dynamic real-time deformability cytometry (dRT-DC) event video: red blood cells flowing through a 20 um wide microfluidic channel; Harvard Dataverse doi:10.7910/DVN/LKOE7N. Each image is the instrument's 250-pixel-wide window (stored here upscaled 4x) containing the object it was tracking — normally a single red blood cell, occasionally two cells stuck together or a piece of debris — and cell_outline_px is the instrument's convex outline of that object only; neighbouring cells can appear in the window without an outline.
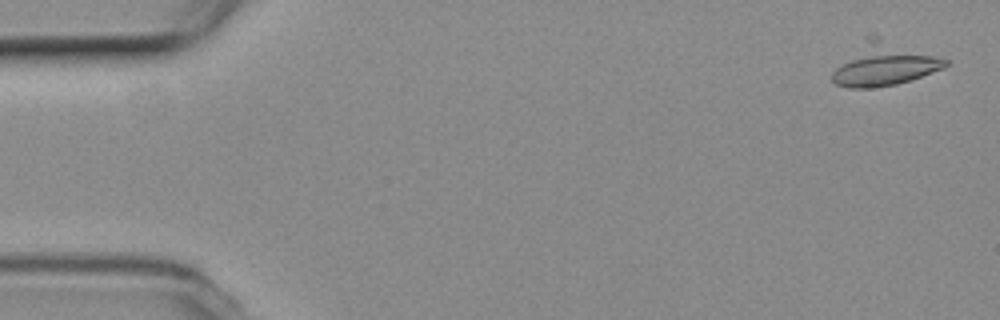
{"species": "common noctule bat (a hibernating species)", "species_latin": "Nyctalus noctula", "temperature_condition": "room temperature", "stored_images_in_passage": 53, "camera_frame_rate_fps": 3000, "um_per_image_px": 0.085, "animal": {"sex": "female", "body_mass_g": 19.3, "forearm_length_mm": 54.1}, "frame": {"image": 1, "passage_image": 2, "time_ms": 0.333, "image_size_px": [1000, 320], "cell_outline_px": [[948, 64], [944, 68], [896, 84], [872, 88], [848, 88], [836, 84], [832, 80], [832, 72], [864, 36], [872, 32], [876, 32], [948, 60]], "centroid_in_image_um": [75.14, 5.38], "position_along_channel_um": 9.9, "area_um2": 28.96}}
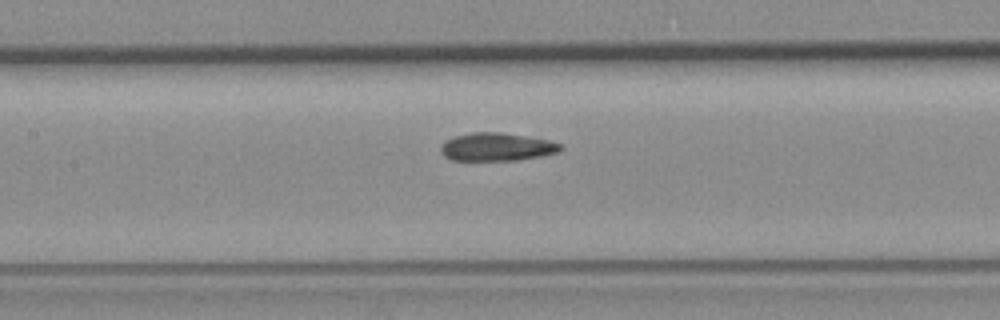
{"frame": {"image": 2, "passage_image": 25, "time_ms": 8.0, "image_size_px": [1000, 320], "cell_outline_px": [[564, 148], [560, 152], [540, 156], [516, 160], [452, 160], [444, 156], [440, 152], [440, 148], [452, 136], [472, 132], [500, 132], [548, 140], [564, 144]], "centroid_in_image_um": [42.25, 12.48], "position_along_channel_um": 165.1, "area_um2": 19.59}}
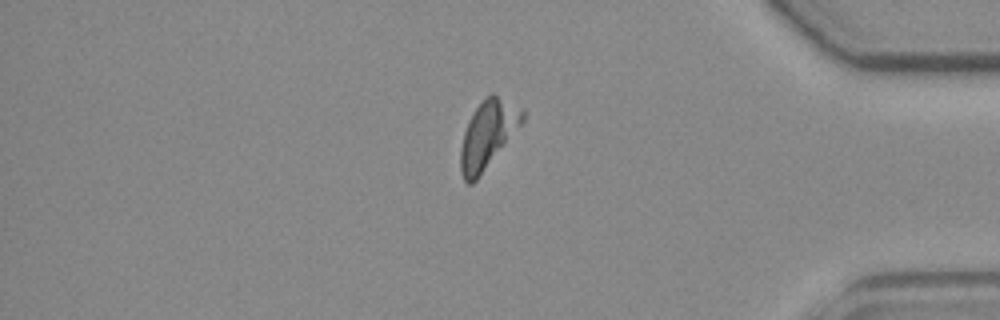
{"frame": {"image": 3, "passage_image": 46, "time_ms": 15.0, "image_size_px": [1000, 320], "cell_outline_px": [[524, 120], [476, 180], [472, 184], [468, 184], [464, 180], [460, 172], [460, 148], [464, 132], [472, 112], [484, 96], [492, 92], [524, 108]], "centroid_in_image_um": [41.45, 11.38], "position_along_channel_um": 393.8, "area_um2": 24.28}}